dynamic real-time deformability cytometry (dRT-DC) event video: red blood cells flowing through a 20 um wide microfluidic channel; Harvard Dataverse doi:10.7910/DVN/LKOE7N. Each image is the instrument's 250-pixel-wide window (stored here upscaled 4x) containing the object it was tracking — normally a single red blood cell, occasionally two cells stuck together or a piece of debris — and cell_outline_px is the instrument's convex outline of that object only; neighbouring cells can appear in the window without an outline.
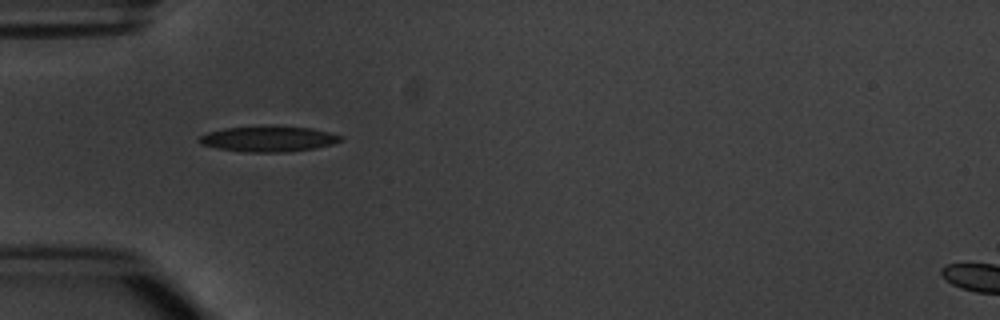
{"species": "common noctule bat (a hibernating species)", "species_latin": "Nyctalus noctula", "temperature_condition": "warm", "stored_images_in_passage": 5, "camera_frame_rate_fps": 3000, "um_per_image_px": 0.085, "animal": {"sex": "male", "body_mass_g": 20.1, "forearm_length_mm": 53.5}, "frame": {"image": 1, "passage_image": 4, "time_ms": 3.667, "image_size_px": [1000, 320], "cell_outline_px": [[344, 140], [332, 144], [312, 148], [288, 152], [244, 152], [216, 148], [200, 144], [196, 140], [200, 136], [208, 132], [224, 128], [312, 128], [344, 136]], "centroid_in_image_um": [22.8, 11.84], "position_along_channel_um": 62.2, "area_um2": 20.4}}